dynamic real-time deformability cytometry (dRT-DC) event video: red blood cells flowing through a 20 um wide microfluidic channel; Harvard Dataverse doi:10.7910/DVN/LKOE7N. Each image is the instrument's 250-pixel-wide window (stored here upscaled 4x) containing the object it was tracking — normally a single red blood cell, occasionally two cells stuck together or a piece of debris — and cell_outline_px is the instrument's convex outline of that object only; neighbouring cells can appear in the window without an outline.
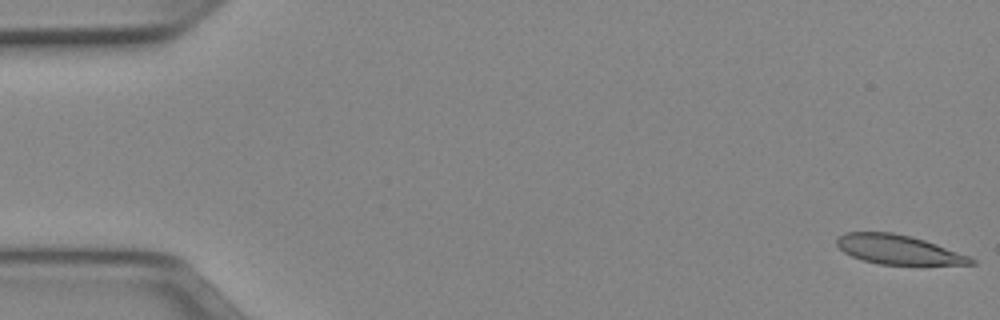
{"species": "Egyptian fruit bat (a non-hibernating species)", "species_latin": "Rousettus aegyptiacus", "temperature_condition": "cold", "stored_images_in_passage": 51, "camera_frame_rate_fps": 3000, "um_per_image_px": 0.085, "animal": {"sex": "female"}, "frame": {"image": 1, "passage_image": 1, "time_ms": 0.0, "image_size_px": [1000, 320], "cell_outline_px": [[976, 264], [880, 264], [864, 260], [852, 256], [844, 252], [836, 244], [836, 240], [844, 232], [892, 232], [924, 240], [936, 244], [968, 256], [976, 260]], "centroid_in_image_um": [76.32, 21.21], "position_along_channel_um": 8.7, "area_um2": 22.43}}
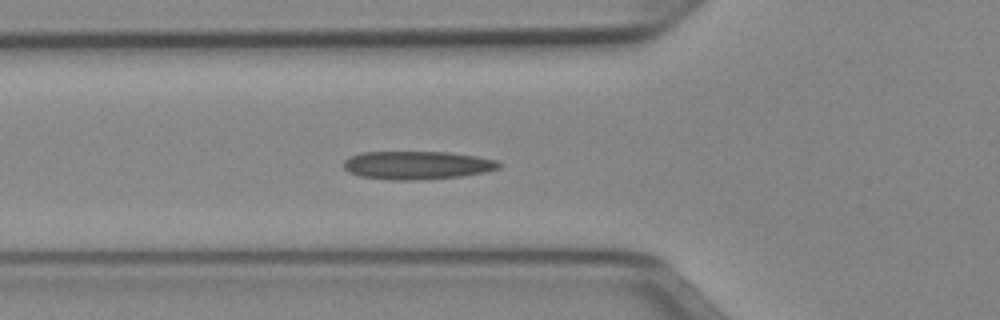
{"frame": {"image": 2, "passage_image": 18, "time_ms": 5.667, "image_size_px": [1000, 320], "cell_outline_px": [[504, 164], [500, 168], [484, 172], [460, 176], [412, 180], [392, 180], [360, 176], [348, 172], [344, 168], [344, 160], [348, 156], [360, 152], [448, 152], [476, 156], [496, 160]], "centroid_in_image_um": [35.44, 14.03], "position_along_channel_um": 90.4, "area_um2": 25.61}}
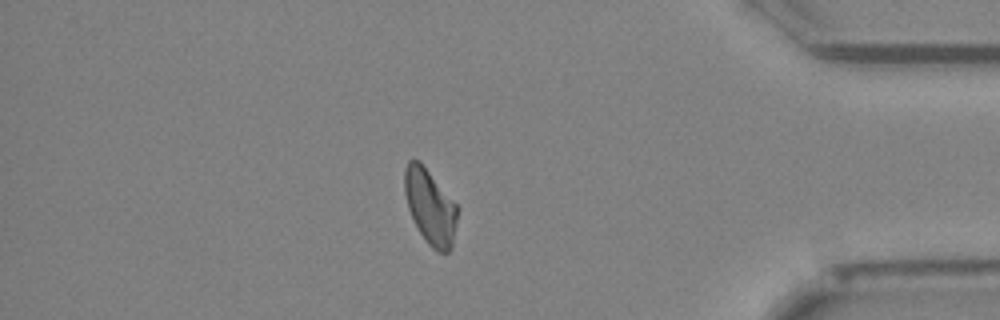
{"frame": {"image": 3, "passage_image": 44, "time_ms": 14.333, "image_size_px": [1000, 320], "cell_outline_px": [[460, 208], [452, 248], [448, 252], [440, 252], [432, 248], [424, 240], [408, 208], [404, 192], [404, 168], [408, 160], [420, 160]], "centroid_in_image_um": [36.59, 17.56], "position_along_channel_um": 398.6, "area_um2": 23.41}, "authors_computed_cell_mechanics": {"area_um2": 24.2182, "velocity_mm_per_s": 3.9503, "shape_relaxation_time_tau1_ms": null, "shape_relaxation_time_tau2_ms": 4.3893, "deformation_change_tau1": null, "deformation_change_tau2": 0.1293}}